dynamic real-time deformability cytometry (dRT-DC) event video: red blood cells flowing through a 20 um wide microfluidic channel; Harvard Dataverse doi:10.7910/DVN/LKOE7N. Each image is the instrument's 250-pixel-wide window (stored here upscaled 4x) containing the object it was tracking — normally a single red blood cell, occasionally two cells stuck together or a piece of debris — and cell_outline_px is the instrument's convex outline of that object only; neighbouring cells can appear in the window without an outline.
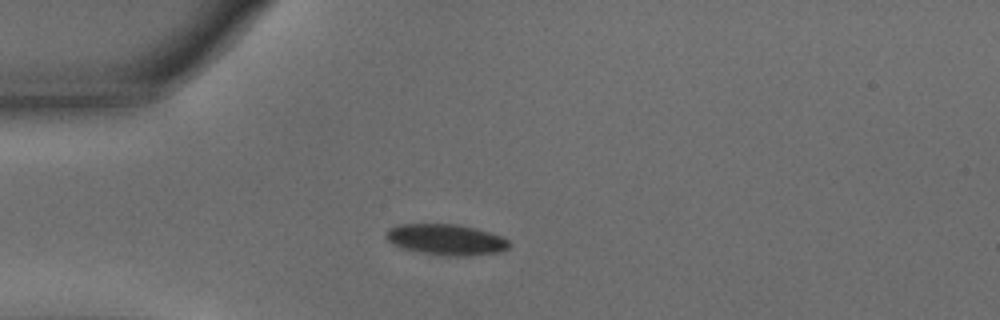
{"species": "common noctule bat (a hibernating species)", "species_latin": "Nyctalus noctula", "temperature_condition": "warm", "stored_images_in_passage": 34, "camera_frame_rate_fps": 3000, "um_per_image_px": 0.085, "animal": {"sex": "male", "body_mass_g": 15.6}, "frame": {"image": 1, "passage_image": 1, "time_ms": 0.0, "image_size_px": [1000, 320], "cell_outline_px": [[512, 244], [508, 248], [496, 252], [468, 256], [444, 256], [420, 252], [400, 248], [392, 244], [384, 236], [384, 232], [388, 228], [396, 224], [456, 224], [488, 232], [500, 236], [508, 240]], "centroid_in_image_um": [37.84, 20.37], "position_along_channel_um": 47.2, "area_um2": 22.25}}
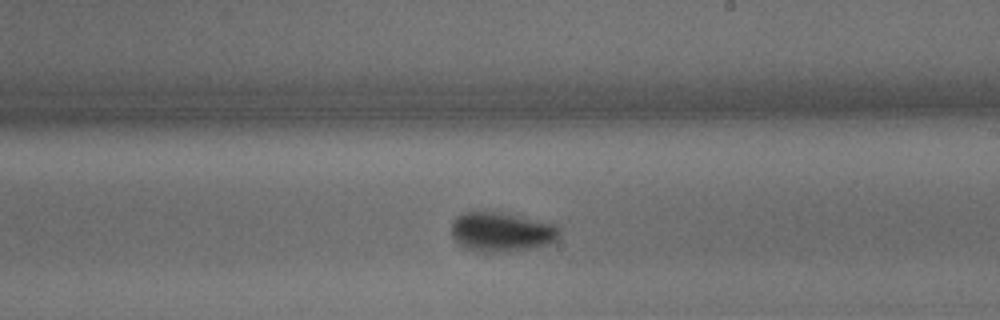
{"frame": {"image": 2, "passage_image": 19, "time_ms": 6.0, "image_size_px": [1000, 320], "cell_outline_px": [[560, 232], [556, 240], [544, 244], [528, 248], [504, 252], [476, 252], [460, 244], [452, 236], [452, 220], [456, 216], [464, 212], [500, 212], [556, 224], [560, 228]], "centroid_in_image_um": [42.6, 19.7], "position_along_channel_um": 246.4, "area_um2": 24.57}}
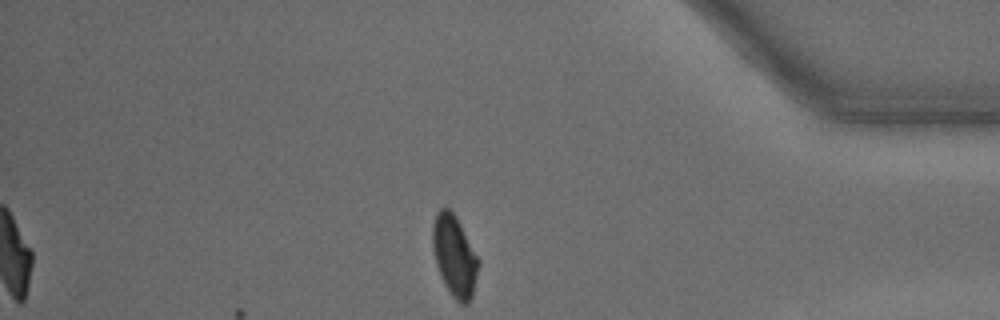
{"frame": {"image": 3, "passage_image": 34, "time_ms": 11.0, "image_size_px": [1000, 320], "cell_outline_px": [[480, 264], [472, 296], [468, 304], [460, 304], [452, 296], [444, 284], [440, 276], [436, 264], [432, 248], [432, 224], [436, 212], [440, 208], [448, 208], [456, 216], [480, 260]], "centroid_in_image_um": [38.63, 21.76], "position_along_channel_um": 396.6, "area_um2": 21.91}, "authors_computed_cell_mechanics": {"area_um2": 23.0622, "velocity_mm_per_s": 3.5861, "shape_relaxation_time_tau1_ms": 2.8197, "shape_relaxation_time_tau2_ms": 1.2387, "deformation_change_tau1": 0.1088, "deformation_change_tau2": 0.0511}}